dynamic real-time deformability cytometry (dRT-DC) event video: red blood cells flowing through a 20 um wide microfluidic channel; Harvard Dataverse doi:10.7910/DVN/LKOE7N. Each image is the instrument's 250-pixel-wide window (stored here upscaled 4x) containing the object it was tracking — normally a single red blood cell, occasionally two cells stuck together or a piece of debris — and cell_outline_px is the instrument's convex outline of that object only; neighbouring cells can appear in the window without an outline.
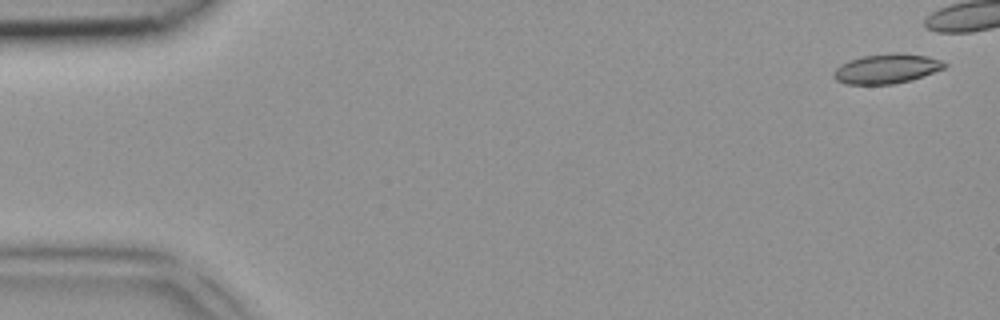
{"species": "common noctule bat (a hibernating species)", "species_latin": "Nyctalus noctula", "temperature_condition": "room temperature", "stored_images_in_passage": 7, "camera_frame_rate_fps": 3000, "um_per_image_px": 0.085, "animal": {"sex": "female", "body_mass_g": 18.4}, "frame": {"image": 1, "passage_image": 1, "time_ms": 0.0, "image_size_px": [1000, 320], "cell_outline_px": [[948, 64], [944, 68], [912, 80], [892, 84], [844, 84], [836, 80], [832, 76], [836, 68], [840, 64], [864, 56], [892, 52], [896, 52], [924, 56], [940, 60]], "centroid_in_image_um": [75.34, 5.84], "position_along_channel_um": 9.7, "area_um2": 18.96}}